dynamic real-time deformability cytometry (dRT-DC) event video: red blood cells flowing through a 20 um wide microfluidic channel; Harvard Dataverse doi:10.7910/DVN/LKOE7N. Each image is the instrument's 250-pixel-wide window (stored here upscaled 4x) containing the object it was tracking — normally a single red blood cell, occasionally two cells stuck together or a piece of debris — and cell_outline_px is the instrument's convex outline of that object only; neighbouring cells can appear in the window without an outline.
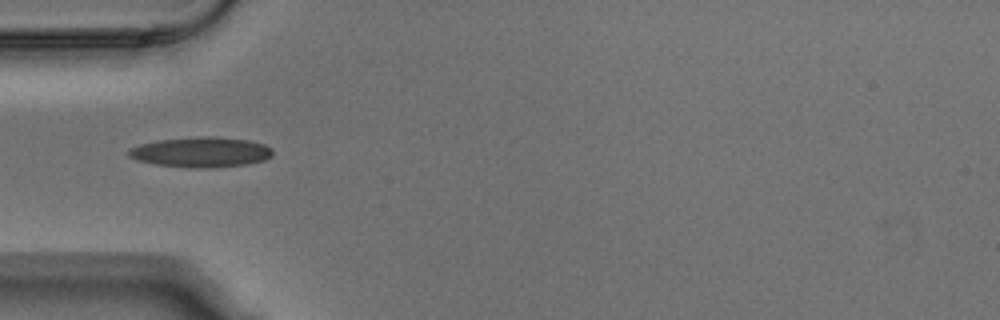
{"species": "Egyptian fruit bat (a non-hibernating species)", "species_latin": "Rousettus aegyptiacus", "temperature_condition": "warm", "stored_images_in_passage": 2, "camera_frame_rate_fps": 3000, "um_per_image_px": 0.085, "animal": {"sex": "male"}, "frame": {"image": 1, "passage_image": 1, "time_ms": 0.0, "image_size_px": [1000, 320], "cell_outline_px": [[272, 156], [264, 160], [244, 164], [212, 168], [196, 168], [156, 164], [136, 160], [128, 156], [128, 148], [140, 144], [156, 140], [200, 136], [216, 136], [248, 140], [264, 144], [272, 148]], "centroid_in_image_um": [17.06, 12.92], "position_along_channel_um": 67.9, "area_um2": 25.43}}
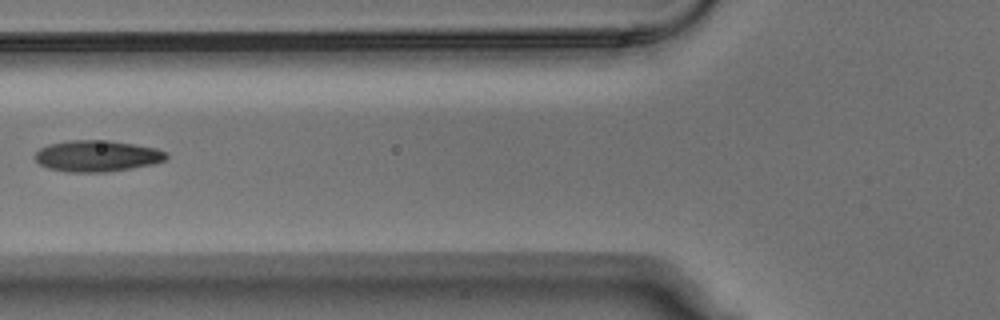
{"frame": {"image": 2, "passage_image": 2, "time_ms": 0.333, "image_size_px": [1000, 320], "cell_outline_px": [[168, 156], [164, 160], [152, 164], [132, 168], [104, 172], [64, 172], [48, 168], [40, 164], [36, 160], [36, 152], [40, 148], [48, 144], [68, 140], [108, 140], [156, 148], [164, 152]], "centroid_in_image_um": [8.21, 13.26], "position_along_channel_um": 117.6, "area_um2": 23.81}}